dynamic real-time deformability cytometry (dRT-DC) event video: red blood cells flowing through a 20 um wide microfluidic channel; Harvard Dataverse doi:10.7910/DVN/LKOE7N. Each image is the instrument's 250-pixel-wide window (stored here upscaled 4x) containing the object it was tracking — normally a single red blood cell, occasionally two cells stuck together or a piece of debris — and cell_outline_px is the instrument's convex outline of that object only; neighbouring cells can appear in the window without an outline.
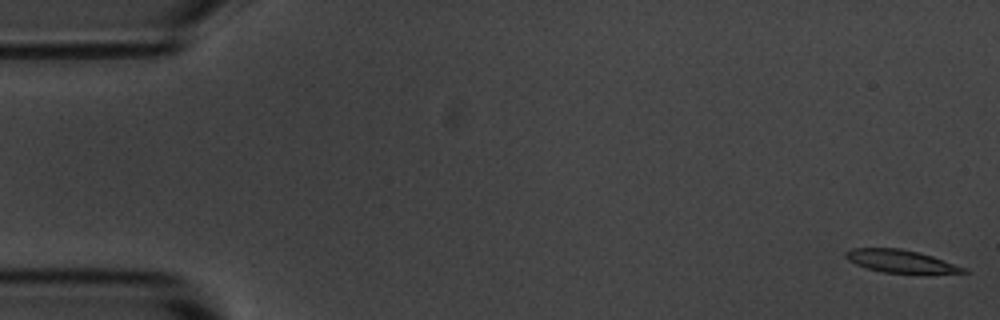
{"species": "common noctule bat (a hibernating species)", "species_latin": "Nyctalus noctula", "temperature_condition": "room temperature", "stored_images_in_passage": 4, "camera_frame_rate_fps": 3000, "um_per_image_px": 0.085, "animal": {"sex": "male", "body_mass_g": 20.1, "forearm_length_mm": 53.5}, "frame": {"image": 1, "passage_image": 1, "time_ms": 0.0, "image_size_px": [1000, 320], "cell_outline_px": [[968, 272], [884, 272], [868, 268], [856, 264], [848, 260], [844, 256], [844, 252], [852, 248], [900, 248], [920, 252], [968, 268]], "centroid_in_image_um": [76.51, 22.17], "position_along_channel_um": 8.5, "area_um2": 15.2}}